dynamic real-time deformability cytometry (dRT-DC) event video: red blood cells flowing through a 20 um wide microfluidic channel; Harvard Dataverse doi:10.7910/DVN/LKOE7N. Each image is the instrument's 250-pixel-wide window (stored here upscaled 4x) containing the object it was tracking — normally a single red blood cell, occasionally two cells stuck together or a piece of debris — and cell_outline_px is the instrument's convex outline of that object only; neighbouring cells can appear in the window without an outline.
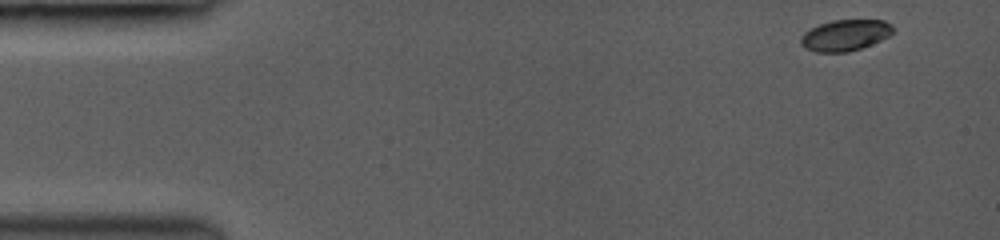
{"species": "common noctule bat (a hibernating species)", "species_latin": "Nyctalus noctula", "temperature_condition": "room temperature", "stored_images_in_passage": 7, "camera_frame_rate_fps": 3000, "um_per_image_px": 0.085, "animal": {"sex": "female", "body_mass_g": 19.0, "forearm_length_mm": 53.3}, "frame": {"image": 1, "passage_image": 1, "time_ms": 0.0, "image_size_px": [1000, 240], "cell_outline_px": [[892, 32], [888, 36], [872, 44], [848, 52], [816, 52], [804, 48], [800, 44], [800, 36], [804, 32], [820, 24], [832, 20], [884, 20], [892, 24]], "centroid_in_image_um": [71.81, 3.0], "position_along_channel_um": 13.2, "area_um2": 16.7}}
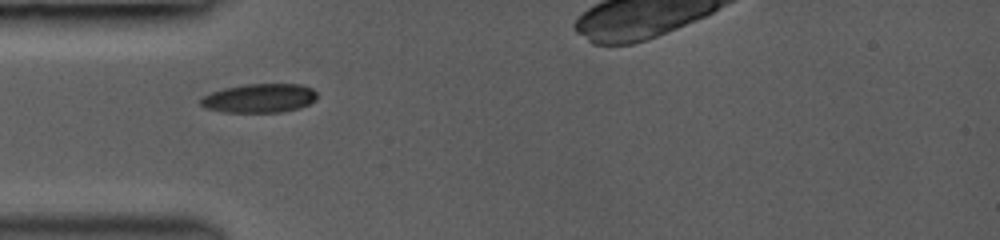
{"frame": {"image": 2, "passage_image": 6, "time_ms": 4.0, "image_size_px": [1000, 240], "cell_outline_px": [[316, 100], [300, 108], [280, 112], [224, 112], [204, 108], [200, 104], [200, 96], [224, 88], [244, 84], [300, 84], [312, 88], [316, 92]], "centroid_in_image_um": [22.02, 8.34], "position_along_channel_um": 63.0, "area_um2": 19.77}}